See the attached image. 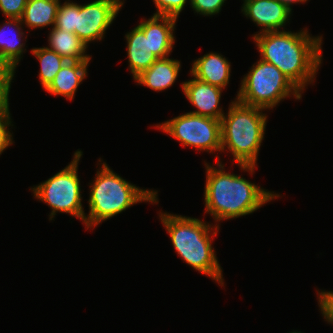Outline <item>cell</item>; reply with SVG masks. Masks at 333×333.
Returning a JSON list of instances; mask_svg holds the SVG:
<instances>
[{
	"label": "cell",
	"mask_w": 333,
	"mask_h": 333,
	"mask_svg": "<svg viewBox=\"0 0 333 333\" xmlns=\"http://www.w3.org/2000/svg\"><path fill=\"white\" fill-rule=\"evenodd\" d=\"M21 19L8 18L0 26V62L10 66L14 71L26 51ZM11 31V32H10Z\"/></svg>",
	"instance_id": "cell-15"
},
{
	"label": "cell",
	"mask_w": 333,
	"mask_h": 333,
	"mask_svg": "<svg viewBox=\"0 0 333 333\" xmlns=\"http://www.w3.org/2000/svg\"><path fill=\"white\" fill-rule=\"evenodd\" d=\"M318 305L323 318L327 323L333 324V291H318Z\"/></svg>",
	"instance_id": "cell-27"
},
{
	"label": "cell",
	"mask_w": 333,
	"mask_h": 333,
	"mask_svg": "<svg viewBox=\"0 0 333 333\" xmlns=\"http://www.w3.org/2000/svg\"><path fill=\"white\" fill-rule=\"evenodd\" d=\"M66 0L59 4L55 28L75 34L77 15H79V4Z\"/></svg>",
	"instance_id": "cell-21"
},
{
	"label": "cell",
	"mask_w": 333,
	"mask_h": 333,
	"mask_svg": "<svg viewBox=\"0 0 333 333\" xmlns=\"http://www.w3.org/2000/svg\"><path fill=\"white\" fill-rule=\"evenodd\" d=\"M60 0H28L21 17L22 25L29 29L55 26Z\"/></svg>",
	"instance_id": "cell-19"
},
{
	"label": "cell",
	"mask_w": 333,
	"mask_h": 333,
	"mask_svg": "<svg viewBox=\"0 0 333 333\" xmlns=\"http://www.w3.org/2000/svg\"><path fill=\"white\" fill-rule=\"evenodd\" d=\"M230 72V62L220 53L210 52L193 62L190 75L200 81L226 89Z\"/></svg>",
	"instance_id": "cell-13"
},
{
	"label": "cell",
	"mask_w": 333,
	"mask_h": 333,
	"mask_svg": "<svg viewBox=\"0 0 333 333\" xmlns=\"http://www.w3.org/2000/svg\"><path fill=\"white\" fill-rule=\"evenodd\" d=\"M215 158L218 159V169L205 162L204 189L205 213L210 214L215 222L252 214L265 203L280 197L242 176L226 172L221 159Z\"/></svg>",
	"instance_id": "cell-2"
},
{
	"label": "cell",
	"mask_w": 333,
	"mask_h": 333,
	"mask_svg": "<svg viewBox=\"0 0 333 333\" xmlns=\"http://www.w3.org/2000/svg\"><path fill=\"white\" fill-rule=\"evenodd\" d=\"M101 164L95 180L89 186V214L84 218L87 230L122 213L134 204L158 203L157 191L141 189L117 175L106 162Z\"/></svg>",
	"instance_id": "cell-5"
},
{
	"label": "cell",
	"mask_w": 333,
	"mask_h": 333,
	"mask_svg": "<svg viewBox=\"0 0 333 333\" xmlns=\"http://www.w3.org/2000/svg\"><path fill=\"white\" fill-rule=\"evenodd\" d=\"M46 48L55 51L67 61H90L92 56L86 54L88 48L79 37L58 28H51Z\"/></svg>",
	"instance_id": "cell-17"
},
{
	"label": "cell",
	"mask_w": 333,
	"mask_h": 333,
	"mask_svg": "<svg viewBox=\"0 0 333 333\" xmlns=\"http://www.w3.org/2000/svg\"><path fill=\"white\" fill-rule=\"evenodd\" d=\"M28 0H0V11L5 18L21 19Z\"/></svg>",
	"instance_id": "cell-26"
},
{
	"label": "cell",
	"mask_w": 333,
	"mask_h": 333,
	"mask_svg": "<svg viewBox=\"0 0 333 333\" xmlns=\"http://www.w3.org/2000/svg\"><path fill=\"white\" fill-rule=\"evenodd\" d=\"M188 0H153L156 6L154 15L172 16L178 19ZM189 0V4H190Z\"/></svg>",
	"instance_id": "cell-23"
},
{
	"label": "cell",
	"mask_w": 333,
	"mask_h": 333,
	"mask_svg": "<svg viewBox=\"0 0 333 333\" xmlns=\"http://www.w3.org/2000/svg\"><path fill=\"white\" fill-rule=\"evenodd\" d=\"M176 22L175 17L153 14L137 25L145 33L149 53H153L158 59L169 57L173 50Z\"/></svg>",
	"instance_id": "cell-11"
},
{
	"label": "cell",
	"mask_w": 333,
	"mask_h": 333,
	"mask_svg": "<svg viewBox=\"0 0 333 333\" xmlns=\"http://www.w3.org/2000/svg\"><path fill=\"white\" fill-rule=\"evenodd\" d=\"M155 127L178 140L184 147H194L209 153L221 152V122L218 119L187 112Z\"/></svg>",
	"instance_id": "cell-8"
},
{
	"label": "cell",
	"mask_w": 333,
	"mask_h": 333,
	"mask_svg": "<svg viewBox=\"0 0 333 333\" xmlns=\"http://www.w3.org/2000/svg\"><path fill=\"white\" fill-rule=\"evenodd\" d=\"M302 93L276 66L259 59L241 80L235 99L265 111L273 109L287 97L300 100Z\"/></svg>",
	"instance_id": "cell-6"
},
{
	"label": "cell",
	"mask_w": 333,
	"mask_h": 333,
	"mask_svg": "<svg viewBox=\"0 0 333 333\" xmlns=\"http://www.w3.org/2000/svg\"><path fill=\"white\" fill-rule=\"evenodd\" d=\"M278 2H280L281 4L285 5L290 11H292L291 9V5L294 3H302L304 4V2L307 3L308 0H277Z\"/></svg>",
	"instance_id": "cell-28"
},
{
	"label": "cell",
	"mask_w": 333,
	"mask_h": 333,
	"mask_svg": "<svg viewBox=\"0 0 333 333\" xmlns=\"http://www.w3.org/2000/svg\"><path fill=\"white\" fill-rule=\"evenodd\" d=\"M123 4L124 0H95L79 4L75 34L87 46L91 41H101Z\"/></svg>",
	"instance_id": "cell-9"
},
{
	"label": "cell",
	"mask_w": 333,
	"mask_h": 333,
	"mask_svg": "<svg viewBox=\"0 0 333 333\" xmlns=\"http://www.w3.org/2000/svg\"><path fill=\"white\" fill-rule=\"evenodd\" d=\"M82 154L81 150L75 151L73 160L64 169L34 188H30L37 200L51 207L49 215L51 221L56 213L61 212L78 218L84 224L86 214L81 202L83 198L78 176V163Z\"/></svg>",
	"instance_id": "cell-7"
},
{
	"label": "cell",
	"mask_w": 333,
	"mask_h": 333,
	"mask_svg": "<svg viewBox=\"0 0 333 333\" xmlns=\"http://www.w3.org/2000/svg\"><path fill=\"white\" fill-rule=\"evenodd\" d=\"M159 217L183 261L223 287V270L212 247V239L219 231V224L212 226L198 218L167 212H160Z\"/></svg>",
	"instance_id": "cell-3"
},
{
	"label": "cell",
	"mask_w": 333,
	"mask_h": 333,
	"mask_svg": "<svg viewBox=\"0 0 333 333\" xmlns=\"http://www.w3.org/2000/svg\"><path fill=\"white\" fill-rule=\"evenodd\" d=\"M289 333H302V332H301V331H299V332H298V331H297V332H296V331H293V332H289Z\"/></svg>",
	"instance_id": "cell-29"
},
{
	"label": "cell",
	"mask_w": 333,
	"mask_h": 333,
	"mask_svg": "<svg viewBox=\"0 0 333 333\" xmlns=\"http://www.w3.org/2000/svg\"><path fill=\"white\" fill-rule=\"evenodd\" d=\"M181 68L177 59H157L148 69L142 71L134 78L139 85L154 91H164L176 82Z\"/></svg>",
	"instance_id": "cell-14"
},
{
	"label": "cell",
	"mask_w": 333,
	"mask_h": 333,
	"mask_svg": "<svg viewBox=\"0 0 333 333\" xmlns=\"http://www.w3.org/2000/svg\"><path fill=\"white\" fill-rule=\"evenodd\" d=\"M89 62L66 61L45 91L55 96H64L70 101L73 100L78 86L87 77Z\"/></svg>",
	"instance_id": "cell-16"
},
{
	"label": "cell",
	"mask_w": 333,
	"mask_h": 333,
	"mask_svg": "<svg viewBox=\"0 0 333 333\" xmlns=\"http://www.w3.org/2000/svg\"><path fill=\"white\" fill-rule=\"evenodd\" d=\"M181 88L189 102L197 108L189 113L221 120L225 114L219 105L222 88L200 81L195 77L182 82Z\"/></svg>",
	"instance_id": "cell-12"
},
{
	"label": "cell",
	"mask_w": 333,
	"mask_h": 333,
	"mask_svg": "<svg viewBox=\"0 0 333 333\" xmlns=\"http://www.w3.org/2000/svg\"><path fill=\"white\" fill-rule=\"evenodd\" d=\"M10 115V109L0 112V155L14 143L13 135L9 131V126H13Z\"/></svg>",
	"instance_id": "cell-24"
},
{
	"label": "cell",
	"mask_w": 333,
	"mask_h": 333,
	"mask_svg": "<svg viewBox=\"0 0 333 333\" xmlns=\"http://www.w3.org/2000/svg\"><path fill=\"white\" fill-rule=\"evenodd\" d=\"M31 53L40 62L39 80L44 90L51 84L55 75L60 71L67 61L55 51L46 47L33 48Z\"/></svg>",
	"instance_id": "cell-20"
},
{
	"label": "cell",
	"mask_w": 333,
	"mask_h": 333,
	"mask_svg": "<svg viewBox=\"0 0 333 333\" xmlns=\"http://www.w3.org/2000/svg\"><path fill=\"white\" fill-rule=\"evenodd\" d=\"M298 32L272 31L254 34L260 59L276 66L302 92L315 80L322 63V36Z\"/></svg>",
	"instance_id": "cell-1"
},
{
	"label": "cell",
	"mask_w": 333,
	"mask_h": 333,
	"mask_svg": "<svg viewBox=\"0 0 333 333\" xmlns=\"http://www.w3.org/2000/svg\"><path fill=\"white\" fill-rule=\"evenodd\" d=\"M125 38L127 41L128 67L134 79L142 71L148 69L158 58L153 53H149L145 33L138 26L125 34Z\"/></svg>",
	"instance_id": "cell-18"
},
{
	"label": "cell",
	"mask_w": 333,
	"mask_h": 333,
	"mask_svg": "<svg viewBox=\"0 0 333 333\" xmlns=\"http://www.w3.org/2000/svg\"><path fill=\"white\" fill-rule=\"evenodd\" d=\"M226 0H191L190 5L195 13L203 16H212L221 11Z\"/></svg>",
	"instance_id": "cell-25"
},
{
	"label": "cell",
	"mask_w": 333,
	"mask_h": 333,
	"mask_svg": "<svg viewBox=\"0 0 333 333\" xmlns=\"http://www.w3.org/2000/svg\"><path fill=\"white\" fill-rule=\"evenodd\" d=\"M241 12L261 30L256 34L281 31L289 23L292 11L277 0H243Z\"/></svg>",
	"instance_id": "cell-10"
},
{
	"label": "cell",
	"mask_w": 333,
	"mask_h": 333,
	"mask_svg": "<svg viewBox=\"0 0 333 333\" xmlns=\"http://www.w3.org/2000/svg\"><path fill=\"white\" fill-rule=\"evenodd\" d=\"M263 110L235 99L220 120L221 152L229 150L234 158L232 161L251 175L257 166L259 149L266 131L267 115Z\"/></svg>",
	"instance_id": "cell-4"
},
{
	"label": "cell",
	"mask_w": 333,
	"mask_h": 333,
	"mask_svg": "<svg viewBox=\"0 0 333 333\" xmlns=\"http://www.w3.org/2000/svg\"><path fill=\"white\" fill-rule=\"evenodd\" d=\"M15 71L8 65L0 62V112L9 110V92Z\"/></svg>",
	"instance_id": "cell-22"
}]
</instances>
